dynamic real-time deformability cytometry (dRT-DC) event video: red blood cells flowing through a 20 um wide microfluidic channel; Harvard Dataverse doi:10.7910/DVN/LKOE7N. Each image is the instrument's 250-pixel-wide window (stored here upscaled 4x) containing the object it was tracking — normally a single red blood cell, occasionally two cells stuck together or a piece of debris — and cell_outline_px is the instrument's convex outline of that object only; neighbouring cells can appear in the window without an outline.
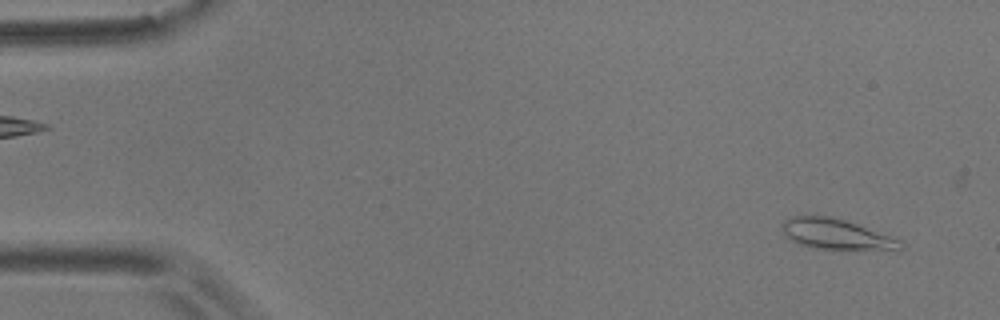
{"species": "common noctule bat (a hibernating species)", "species_latin": "Nyctalus noctula", "temperature_condition": "room temperature", "stored_images_in_passage": 2, "camera_frame_rate_fps": 3000, "um_per_image_px": 0.085, "animal": {"sex": "male", "body_mass_g": 17.9}, "frame": {"image": 1, "passage_image": 2, "time_ms": 1.333, "image_size_px": [1000, 320], "cell_outline_px": [[904, 248], [900, 252], [812, 248], [796, 244], [784, 232], [780, 224], [784, 220], [792, 216], [832, 216], [904, 240]], "centroid_in_image_um": [71.22, 19.96], "position_along_channel_um": 13.8, "area_um2": 21.79}}